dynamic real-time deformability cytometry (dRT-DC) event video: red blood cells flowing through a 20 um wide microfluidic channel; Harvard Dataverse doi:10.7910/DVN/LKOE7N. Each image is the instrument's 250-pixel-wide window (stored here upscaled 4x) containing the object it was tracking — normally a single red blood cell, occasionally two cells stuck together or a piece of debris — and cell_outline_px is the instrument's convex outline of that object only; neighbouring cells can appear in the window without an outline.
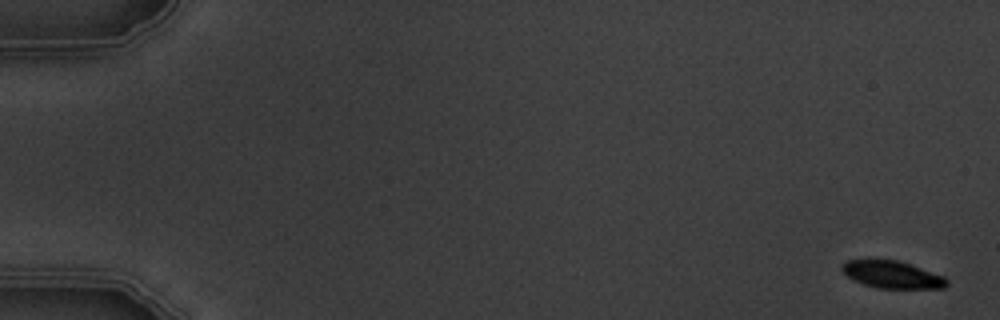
{"species": "common noctule bat (a hibernating species)", "species_latin": "Nyctalus noctula", "temperature_condition": "warm", "stored_images_in_passage": 9, "camera_frame_rate_fps": 3000, "um_per_image_px": 0.085, "animal": {"sex": "male", "body_mass_g": 19.5, "forearm_length_mm": 54.6}, "frame": {"image": 1, "passage_image": 1, "time_ms": 0.0, "image_size_px": [1000, 320], "cell_outline_px": [[948, 284], [944, 288], [876, 288], [864, 284], [848, 276], [840, 268], [840, 264], [848, 260], [868, 256], [900, 260], [912, 264], [944, 276], [948, 280]], "centroid_in_image_um": [75.79, 23.27], "position_along_channel_um": 9.2, "area_um2": 17.4}}
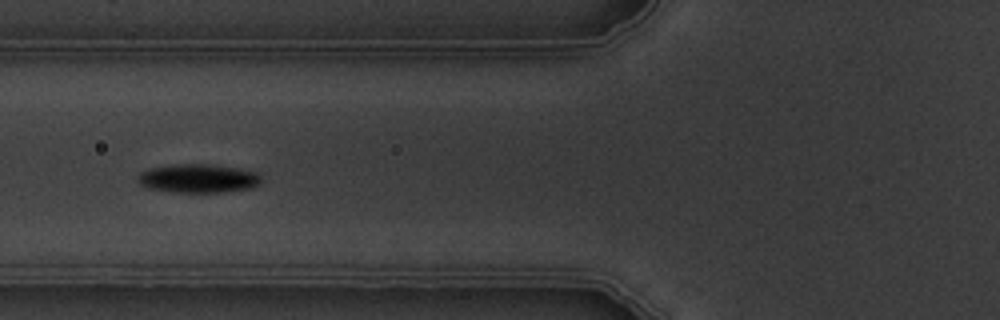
{"frame": {"image": 2, "passage_image": 7, "time_ms": 7.0, "image_size_px": [1000, 320], "cell_outline_px": [[260, 184], [252, 188], [224, 192], [172, 192], [148, 188], [140, 184], [136, 176], [140, 172], [148, 168], [172, 164], [212, 164], [236, 168], [256, 172], [260, 176]], "centroid_in_image_um": [16.82, 15.16], "position_along_channel_um": 109.0, "area_um2": 20.81}}
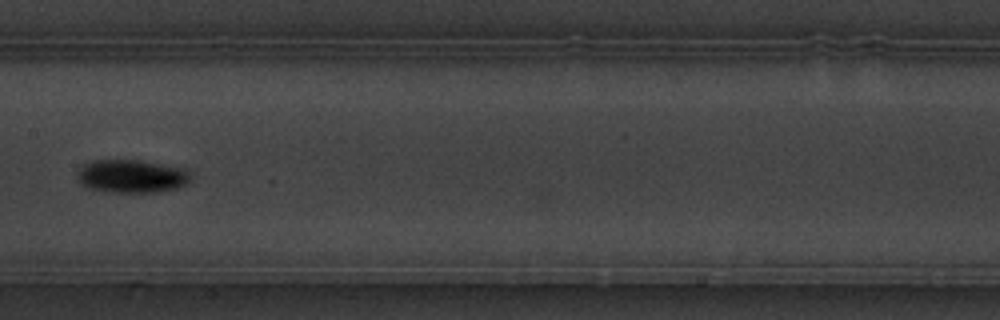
{"frame": {"image": 3, "passage_image": 9, "time_ms": 9.333, "image_size_px": [1000, 320], "cell_outline_px": [[192, 180], [176, 188], [156, 192], [112, 192], [88, 188], [80, 184], [76, 180], [76, 176], [80, 168], [84, 164], [92, 160], [140, 160], [188, 168], [192, 176]], "centroid_in_image_um": [11.2, 14.97], "position_along_channel_um": 196.2, "area_um2": 22.25}}